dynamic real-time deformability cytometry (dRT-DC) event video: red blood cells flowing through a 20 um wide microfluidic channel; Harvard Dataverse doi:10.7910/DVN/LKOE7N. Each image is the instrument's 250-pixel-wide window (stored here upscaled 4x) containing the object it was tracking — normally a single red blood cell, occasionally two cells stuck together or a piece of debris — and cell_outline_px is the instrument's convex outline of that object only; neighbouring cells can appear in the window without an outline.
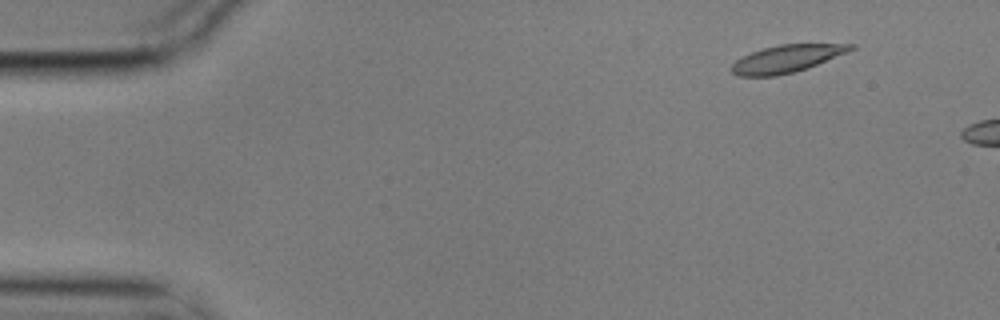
{"species": "common noctule bat (a hibernating species)", "species_latin": "Nyctalus noctula", "temperature_condition": "cold", "stored_images_in_passage": 4, "camera_frame_rate_fps": 3000, "um_per_image_px": 0.085, "animal": {"sex": "male", "body_mass_g": 17.9}, "frame": {"image": 1, "passage_image": 2, "time_ms": 0.333, "image_size_px": [1000, 320], "cell_outline_px": [[856, 48], [848, 52], [808, 68], [776, 76], [736, 76], [732, 72], [732, 64], [736, 60], [752, 52], [764, 48], [780, 44], [856, 44]], "centroid_in_image_um": [66.89, 4.99], "position_along_channel_um": 18.1, "area_um2": 18.9}}